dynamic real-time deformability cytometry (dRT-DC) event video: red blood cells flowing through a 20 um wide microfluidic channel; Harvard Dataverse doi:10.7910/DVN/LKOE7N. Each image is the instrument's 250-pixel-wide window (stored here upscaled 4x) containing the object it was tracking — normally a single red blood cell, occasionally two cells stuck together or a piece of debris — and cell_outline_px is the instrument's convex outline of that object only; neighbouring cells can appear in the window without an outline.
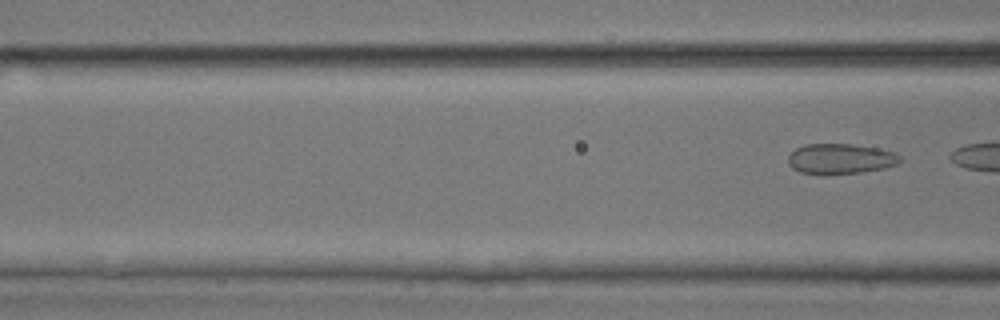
{"species": "common noctule bat (a hibernating species)", "species_latin": "Nyctalus noctula", "temperature_condition": "room temperature", "stored_images_in_passage": 7, "segment_of_instrument_passage": [2, 2], "camera_frame_rate_fps": 3000, "um_per_image_px": 0.085, "animal": {"sex": "male", "body_mass_g": 17.9, "forearm_length_mm": 54.2}, "frame": {"image": 1, "passage_image": 7, "time_ms": 2.0, "image_size_px": [1000, 320], "cell_outline_px": [[900, 160], [896, 164], [884, 168], [860, 172], [800, 172], [792, 168], [788, 164], [788, 156], [796, 148], [804, 144], [852, 144], [876, 148], [896, 152], [900, 156]], "centroid_in_image_um": [71.44, 13.46], "position_along_channel_um": 95.2, "area_um2": 19.13}}